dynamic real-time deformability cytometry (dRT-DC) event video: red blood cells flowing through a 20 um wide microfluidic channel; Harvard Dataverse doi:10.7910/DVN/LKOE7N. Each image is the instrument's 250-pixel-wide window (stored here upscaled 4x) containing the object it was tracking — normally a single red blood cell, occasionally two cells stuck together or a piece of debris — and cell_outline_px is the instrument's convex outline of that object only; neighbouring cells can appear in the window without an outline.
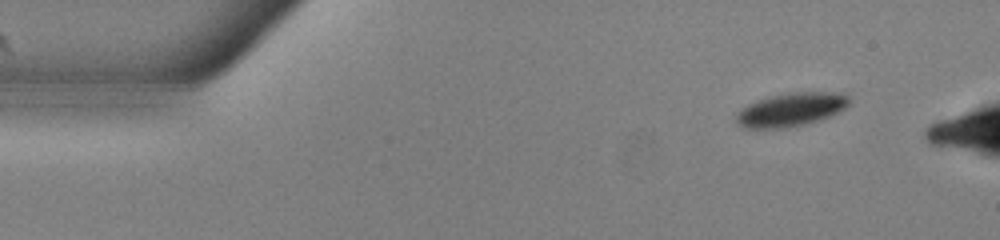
{"species": "common noctule bat (a hibernating species)", "species_latin": "Nyctalus noctula", "temperature_condition": "warm", "stored_images_in_passage": 5, "segment_of_instrument_passage": [1, 2], "camera_frame_rate_fps": 3000, "um_per_image_px": 0.085, "animal": {"sex": "male", "body_mass_g": 13.0, "forearm_length_mm": 53.1}, "frame": {"image": 1, "passage_image": 1, "time_ms": 0.0, "image_size_px": [1000, 240], "cell_outline_px": [[848, 104], [840, 112], [804, 124], [784, 128], [744, 128], [736, 124], [736, 112], [740, 108], [748, 104], [772, 96], [788, 92], [836, 92], [848, 96]], "centroid_in_image_um": [67.19, 9.32], "position_along_channel_um": 17.8, "area_um2": 21.85}}